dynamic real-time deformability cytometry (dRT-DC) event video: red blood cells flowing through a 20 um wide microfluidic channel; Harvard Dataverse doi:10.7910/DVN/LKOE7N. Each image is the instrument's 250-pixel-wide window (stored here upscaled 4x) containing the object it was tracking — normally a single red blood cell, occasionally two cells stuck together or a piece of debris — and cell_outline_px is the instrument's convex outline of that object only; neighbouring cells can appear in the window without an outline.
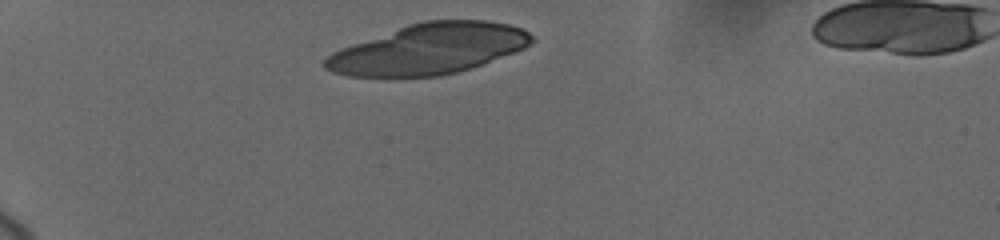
{"species": "human", "species_latin": "Homo sapiens", "temperature_condition": "cold", "stored_images_in_passage": 3, "camera_frame_rate_fps": 3000, "um_per_image_px": 0.085, "donor": {"sex": "female"}, "frame": {"image": 1, "passage_image": 1, "time_ms": 0.0, "image_size_px": [1000, 240], "cell_outline_px": [[536, 40], [524, 48], [472, 68], [440, 76], [388, 80], [348, 76], [332, 72], [324, 68], [324, 60], [332, 52], [340, 48], [408, 24], [424, 20], [488, 20], [508, 24], [524, 28]], "centroid_in_image_um": [36.4, 4.2], "position_along_channel_um": 48.6, "area_um2": 61.96}}